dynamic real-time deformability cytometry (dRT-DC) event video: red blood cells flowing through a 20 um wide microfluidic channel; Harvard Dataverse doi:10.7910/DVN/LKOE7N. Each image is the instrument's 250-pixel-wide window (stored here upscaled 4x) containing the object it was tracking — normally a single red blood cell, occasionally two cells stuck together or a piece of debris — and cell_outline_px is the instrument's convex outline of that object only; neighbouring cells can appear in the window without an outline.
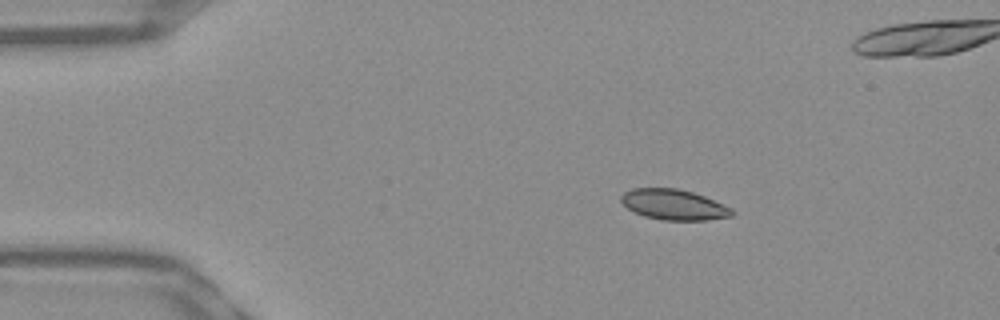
{"species": "Egyptian fruit bat (a non-hibernating species)", "species_latin": "Rousettus aegyptiacus", "temperature_condition": "warm", "stored_images_in_passage": 45, "camera_frame_rate_fps": 3000, "um_per_image_px": 0.085, "frame": {"image": 1, "passage_image": 1, "time_ms": 0.0, "image_size_px": [1000, 320], "cell_outline_px": [[732, 216], [708, 220], [664, 220], [644, 216], [628, 208], [620, 200], [620, 196], [624, 192], [632, 188], [676, 188], [692, 192], [704, 196], [732, 208]], "centroid_in_image_um": [57.26, 17.39], "position_along_channel_um": 27.7, "area_um2": 19.54}}
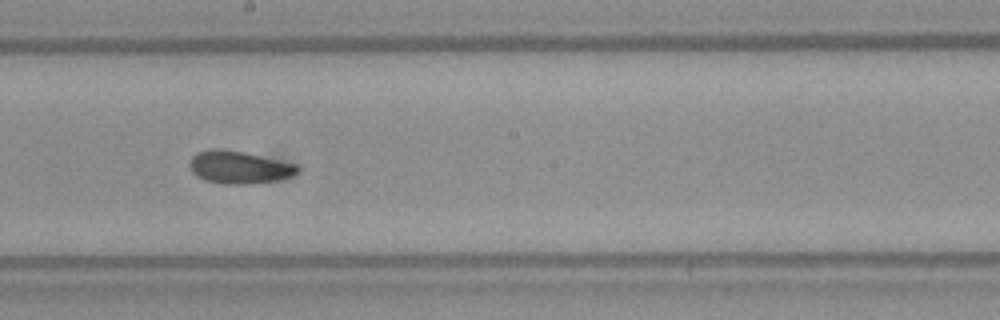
{"frame": {"image": 2, "passage_image": 21, "time_ms": 6.667, "image_size_px": [1000, 320], "cell_outline_px": [[300, 168], [296, 172], [288, 176], [276, 180], [248, 184], [224, 184], [204, 180], [196, 176], [192, 172], [188, 164], [192, 156], [200, 152], [212, 148], [216, 148], [244, 152], [296, 164]], "centroid_in_image_um": [20.26, 14.22], "position_along_channel_um": 227.9, "area_um2": 20.29}}
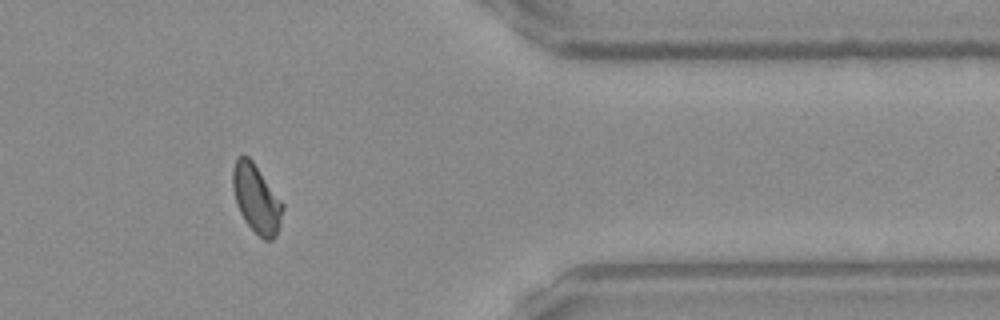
{"frame": {"image": 3, "passage_image": 35, "time_ms": 11.333, "image_size_px": [1000, 320], "cell_outline_px": [[284, 208], [280, 224], [276, 236], [272, 240], [264, 240], [244, 220], [236, 204], [232, 188], [232, 168], [236, 160], [240, 156], [248, 156], [252, 160], [284, 204]], "centroid_in_image_um": [21.79, 16.89], "position_along_channel_um": 389.6, "area_um2": 19.83}, "authors_computed_cell_mechanics": {"area_um2": 19.7676, "velocity_mm_per_s": 3.9028, "shape_relaxation_time_tau1_ms": 4.7601, "shape_relaxation_time_tau2_ms": 1.3519, "deformation_change_tau1": 0.1121, "deformation_change_tau2": 0.0387}}